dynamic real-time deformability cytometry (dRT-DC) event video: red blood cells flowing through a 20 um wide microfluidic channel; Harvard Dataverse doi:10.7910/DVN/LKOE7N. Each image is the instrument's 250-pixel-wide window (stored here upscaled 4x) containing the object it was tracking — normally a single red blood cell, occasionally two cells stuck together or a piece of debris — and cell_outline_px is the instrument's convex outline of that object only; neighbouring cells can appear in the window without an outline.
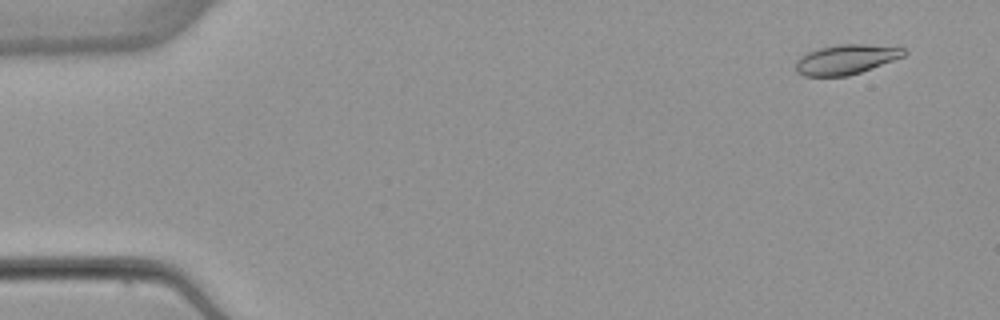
{"species": "common noctule bat (a hibernating species)", "species_latin": "Nyctalus noctula", "temperature_condition": "warm", "stored_images_in_passage": 29, "camera_frame_rate_fps": 3000, "um_per_image_px": 0.085, "animal": {"sex": "female", "body_mass_g": 22.7, "forearm_length_mm": 54.2}, "frame": {"image": 1, "passage_image": 4, "time_ms": 1.0, "image_size_px": [1000, 320], "cell_outline_px": [[908, 52], [904, 56], [872, 68], [848, 76], [804, 76], [796, 72], [796, 60], [800, 56], [808, 52], [820, 48], [840, 44], [864, 44], [904, 48]], "centroid_in_image_um": [71.9, 5.05], "position_along_channel_um": 13.1, "area_um2": 18.67}}
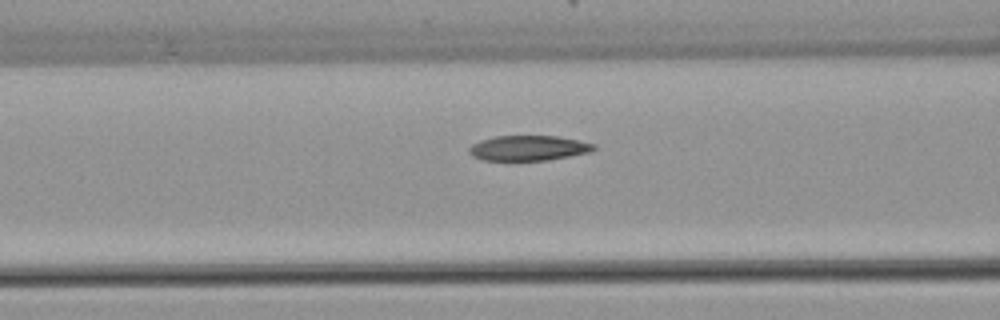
{"frame": {"image": 2, "passage_image": 22, "time_ms": 7.0, "image_size_px": [1000, 320], "cell_outline_px": [[596, 148], [588, 152], [548, 160], [484, 160], [472, 156], [468, 152], [468, 148], [472, 144], [480, 140], [496, 136], [556, 136], [596, 144]], "centroid_in_image_um": [44.87, 12.58], "position_along_channel_um": 121.7, "area_um2": 18.09}}
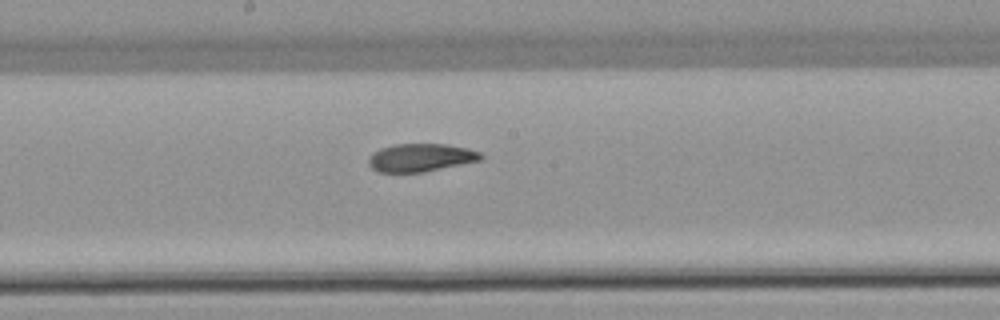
{"frame": {"image": 3, "passage_image": 29, "time_ms": 9.333, "image_size_px": [1000, 320], "cell_outline_px": [[484, 156], [480, 160], [424, 172], [376, 172], [368, 164], [368, 156], [372, 152], [380, 148], [392, 144], [444, 144], [468, 148], [480, 152]], "centroid_in_image_um": [35.71, 13.39], "position_along_channel_um": 212.5, "area_um2": 18.44}}